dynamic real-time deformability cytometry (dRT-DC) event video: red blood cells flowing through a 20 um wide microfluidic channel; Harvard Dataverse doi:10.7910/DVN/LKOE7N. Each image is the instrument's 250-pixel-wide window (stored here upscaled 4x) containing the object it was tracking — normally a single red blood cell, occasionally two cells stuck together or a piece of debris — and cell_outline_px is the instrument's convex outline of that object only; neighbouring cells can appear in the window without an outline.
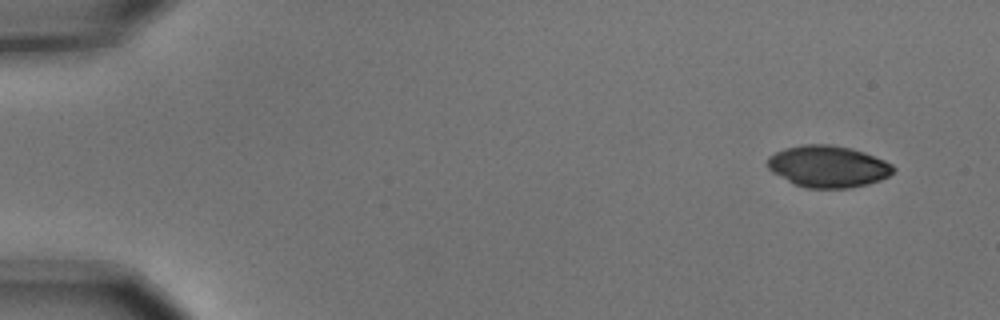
{"species": "common noctule bat (a hibernating species)", "species_latin": "Nyctalus noctula", "temperature_condition": "cold", "stored_images_in_passage": 6, "camera_frame_rate_fps": 3000, "um_per_image_px": 0.085, "animal": {"sex": "male", "body_mass_g": 15.6}, "frame": {"image": 1, "passage_image": 1, "time_ms": 0.0, "image_size_px": [1000, 320], "cell_outline_px": [[896, 168], [888, 176], [880, 180], [868, 184], [848, 188], [804, 188], [772, 172], [768, 168], [768, 156], [784, 148], [804, 144], [832, 144], [852, 148], [864, 152], [884, 160], [892, 164]], "centroid_in_image_um": [70.39, 14.14], "position_along_channel_um": 14.6, "area_um2": 30.58}}